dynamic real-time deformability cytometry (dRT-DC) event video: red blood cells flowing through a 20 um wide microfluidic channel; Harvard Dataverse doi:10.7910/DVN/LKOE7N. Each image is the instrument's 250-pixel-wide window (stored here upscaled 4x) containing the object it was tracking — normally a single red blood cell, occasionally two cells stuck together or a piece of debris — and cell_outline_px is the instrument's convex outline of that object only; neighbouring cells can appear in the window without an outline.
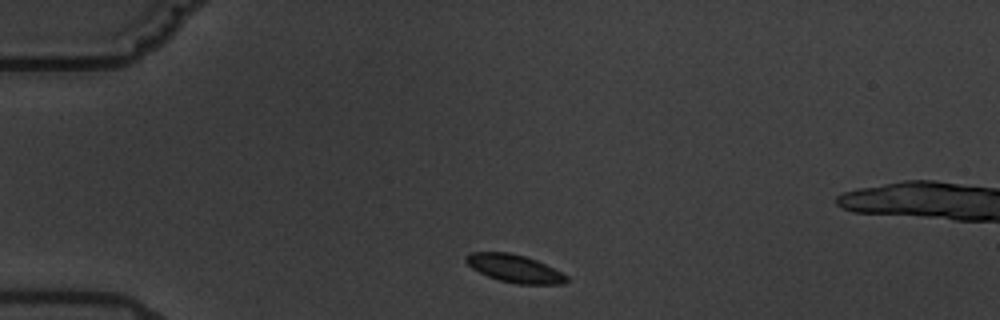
{"species": "common noctule bat (a hibernating species)", "species_latin": "Nyctalus noctula", "temperature_condition": "warm", "stored_images_in_passage": 3, "camera_frame_rate_fps": 3000, "um_per_image_px": 0.085, "animal": {"sex": "male", "body_mass_g": 19.5, "forearm_length_mm": 54.6}, "frame": {"image": 1, "passage_image": 1, "time_ms": 0.0, "image_size_px": [1000, 320], "cell_outline_px": [[568, 280], [564, 284], [516, 284], [500, 280], [488, 276], [472, 268], [464, 260], [464, 256], [472, 252], [508, 252], [524, 256], [536, 260], [568, 276]], "centroid_in_image_um": [43.72, 22.82], "position_along_channel_um": 41.3, "area_um2": 16.13}}